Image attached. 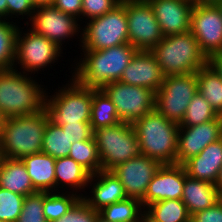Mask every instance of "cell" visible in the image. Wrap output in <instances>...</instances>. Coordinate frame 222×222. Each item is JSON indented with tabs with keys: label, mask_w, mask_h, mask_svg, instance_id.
<instances>
[{
	"label": "cell",
	"mask_w": 222,
	"mask_h": 222,
	"mask_svg": "<svg viewBox=\"0 0 222 222\" xmlns=\"http://www.w3.org/2000/svg\"><path fill=\"white\" fill-rule=\"evenodd\" d=\"M0 19L7 20V1L0 0Z\"/></svg>",
	"instance_id": "obj_44"
},
{
	"label": "cell",
	"mask_w": 222,
	"mask_h": 222,
	"mask_svg": "<svg viewBox=\"0 0 222 222\" xmlns=\"http://www.w3.org/2000/svg\"><path fill=\"white\" fill-rule=\"evenodd\" d=\"M217 8L220 10V13L222 15V0L219 1L217 4H216Z\"/></svg>",
	"instance_id": "obj_49"
},
{
	"label": "cell",
	"mask_w": 222,
	"mask_h": 222,
	"mask_svg": "<svg viewBox=\"0 0 222 222\" xmlns=\"http://www.w3.org/2000/svg\"><path fill=\"white\" fill-rule=\"evenodd\" d=\"M189 177L216 185L222 167V138L207 145L183 164Z\"/></svg>",
	"instance_id": "obj_21"
},
{
	"label": "cell",
	"mask_w": 222,
	"mask_h": 222,
	"mask_svg": "<svg viewBox=\"0 0 222 222\" xmlns=\"http://www.w3.org/2000/svg\"><path fill=\"white\" fill-rule=\"evenodd\" d=\"M98 215L99 211L80 198L64 216L54 222H94Z\"/></svg>",
	"instance_id": "obj_38"
},
{
	"label": "cell",
	"mask_w": 222,
	"mask_h": 222,
	"mask_svg": "<svg viewBox=\"0 0 222 222\" xmlns=\"http://www.w3.org/2000/svg\"><path fill=\"white\" fill-rule=\"evenodd\" d=\"M69 157L84 167L91 175L101 170V161L94 136L88 140L73 142Z\"/></svg>",
	"instance_id": "obj_33"
},
{
	"label": "cell",
	"mask_w": 222,
	"mask_h": 222,
	"mask_svg": "<svg viewBox=\"0 0 222 222\" xmlns=\"http://www.w3.org/2000/svg\"><path fill=\"white\" fill-rule=\"evenodd\" d=\"M24 197L0 187V222H16L22 210Z\"/></svg>",
	"instance_id": "obj_35"
},
{
	"label": "cell",
	"mask_w": 222,
	"mask_h": 222,
	"mask_svg": "<svg viewBox=\"0 0 222 222\" xmlns=\"http://www.w3.org/2000/svg\"><path fill=\"white\" fill-rule=\"evenodd\" d=\"M121 2L122 0H82L81 21L83 23L81 25L87 22V20L101 17Z\"/></svg>",
	"instance_id": "obj_37"
},
{
	"label": "cell",
	"mask_w": 222,
	"mask_h": 222,
	"mask_svg": "<svg viewBox=\"0 0 222 222\" xmlns=\"http://www.w3.org/2000/svg\"><path fill=\"white\" fill-rule=\"evenodd\" d=\"M20 20L13 22L0 19V70L14 67L16 58V36Z\"/></svg>",
	"instance_id": "obj_31"
},
{
	"label": "cell",
	"mask_w": 222,
	"mask_h": 222,
	"mask_svg": "<svg viewBox=\"0 0 222 222\" xmlns=\"http://www.w3.org/2000/svg\"><path fill=\"white\" fill-rule=\"evenodd\" d=\"M37 192H55V159L45 153H36L22 159Z\"/></svg>",
	"instance_id": "obj_25"
},
{
	"label": "cell",
	"mask_w": 222,
	"mask_h": 222,
	"mask_svg": "<svg viewBox=\"0 0 222 222\" xmlns=\"http://www.w3.org/2000/svg\"><path fill=\"white\" fill-rule=\"evenodd\" d=\"M102 90L115 104L122 122L133 124L154 110L155 93L148 88L114 81Z\"/></svg>",
	"instance_id": "obj_12"
},
{
	"label": "cell",
	"mask_w": 222,
	"mask_h": 222,
	"mask_svg": "<svg viewBox=\"0 0 222 222\" xmlns=\"http://www.w3.org/2000/svg\"><path fill=\"white\" fill-rule=\"evenodd\" d=\"M49 120L46 108L37 113L4 119L0 135V157L23 159L41 153Z\"/></svg>",
	"instance_id": "obj_3"
},
{
	"label": "cell",
	"mask_w": 222,
	"mask_h": 222,
	"mask_svg": "<svg viewBox=\"0 0 222 222\" xmlns=\"http://www.w3.org/2000/svg\"><path fill=\"white\" fill-rule=\"evenodd\" d=\"M71 144L61 126L49 120L45 127L42 153L48 154L54 159L66 157L69 156Z\"/></svg>",
	"instance_id": "obj_32"
},
{
	"label": "cell",
	"mask_w": 222,
	"mask_h": 222,
	"mask_svg": "<svg viewBox=\"0 0 222 222\" xmlns=\"http://www.w3.org/2000/svg\"><path fill=\"white\" fill-rule=\"evenodd\" d=\"M218 201L222 205V190H219Z\"/></svg>",
	"instance_id": "obj_50"
},
{
	"label": "cell",
	"mask_w": 222,
	"mask_h": 222,
	"mask_svg": "<svg viewBox=\"0 0 222 222\" xmlns=\"http://www.w3.org/2000/svg\"><path fill=\"white\" fill-rule=\"evenodd\" d=\"M190 31L208 59L222 52V15L216 5H194Z\"/></svg>",
	"instance_id": "obj_14"
},
{
	"label": "cell",
	"mask_w": 222,
	"mask_h": 222,
	"mask_svg": "<svg viewBox=\"0 0 222 222\" xmlns=\"http://www.w3.org/2000/svg\"><path fill=\"white\" fill-rule=\"evenodd\" d=\"M66 84L46 91L45 108L50 120L61 126L67 123L90 122L92 107V88L83 86L73 76ZM71 77V78H70Z\"/></svg>",
	"instance_id": "obj_6"
},
{
	"label": "cell",
	"mask_w": 222,
	"mask_h": 222,
	"mask_svg": "<svg viewBox=\"0 0 222 222\" xmlns=\"http://www.w3.org/2000/svg\"><path fill=\"white\" fill-rule=\"evenodd\" d=\"M32 5L37 8L40 6L52 5L53 0H30Z\"/></svg>",
	"instance_id": "obj_46"
},
{
	"label": "cell",
	"mask_w": 222,
	"mask_h": 222,
	"mask_svg": "<svg viewBox=\"0 0 222 222\" xmlns=\"http://www.w3.org/2000/svg\"><path fill=\"white\" fill-rule=\"evenodd\" d=\"M198 92L210 103L215 112L222 116V78L208 63L196 72Z\"/></svg>",
	"instance_id": "obj_26"
},
{
	"label": "cell",
	"mask_w": 222,
	"mask_h": 222,
	"mask_svg": "<svg viewBox=\"0 0 222 222\" xmlns=\"http://www.w3.org/2000/svg\"><path fill=\"white\" fill-rule=\"evenodd\" d=\"M139 222H159L153 219L145 210L143 211Z\"/></svg>",
	"instance_id": "obj_47"
},
{
	"label": "cell",
	"mask_w": 222,
	"mask_h": 222,
	"mask_svg": "<svg viewBox=\"0 0 222 222\" xmlns=\"http://www.w3.org/2000/svg\"><path fill=\"white\" fill-rule=\"evenodd\" d=\"M122 122L116 111L115 104L102 89L92 88V107L90 125L94 131L100 127H109Z\"/></svg>",
	"instance_id": "obj_27"
},
{
	"label": "cell",
	"mask_w": 222,
	"mask_h": 222,
	"mask_svg": "<svg viewBox=\"0 0 222 222\" xmlns=\"http://www.w3.org/2000/svg\"><path fill=\"white\" fill-rule=\"evenodd\" d=\"M161 166L157 160L140 154L118 164L110 171L120 180L129 198L142 200L149 183Z\"/></svg>",
	"instance_id": "obj_15"
},
{
	"label": "cell",
	"mask_w": 222,
	"mask_h": 222,
	"mask_svg": "<svg viewBox=\"0 0 222 222\" xmlns=\"http://www.w3.org/2000/svg\"><path fill=\"white\" fill-rule=\"evenodd\" d=\"M144 210L141 200L128 197L102 208L99 216L108 222H139Z\"/></svg>",
	"instance_id": "obj_28"
},
{
	"label": "cell",
	"mask_w": 222,
	"mask_h": 222,
	"mask_svg": "<svg viewBox=\"0 0 222 222\" xmlns=\"http://www.w3.org/2000/svg\"><path fill=\"white\" fill-rule=\"evenodd\" d=\"M218 117L219 115L210 103L197 91L186 108L185 115L179 123V127H191L209 122Z\"/></svg>",
	"instance_id": "obj_34"
},
{
	"label": "cell",
	"mask_w": 222,
	"mask_h": 222,
	"mask_svg": "<svg viewBox=\"0 0 222 222\" xmlns=\"http://www.w3.org/2000/svg\"><path fill=\"white\" fill-rule=\"evenodd\" d=\"M80 51L81 59L73 58L69 73L83 86L102 89L120 80L137 49L127 43L104 50Z\"/></svg>",
	"instance_id": "obj_1"
},
{
	"label": "cell",
	"mask_w": 222,
	"mask_h": 222,
	"mask_svg": "<svg viewBox=\"0 0 222 222\" xmlns=\"http://www.w3.org/2000/svg\"><path fill=\"white\" fill-rule=\"evenodd\" d=\"M150 51L165 76L197 72L208 64L191 31L164 36Z\"/></svg>",
	"instance_id": "obj_5"
},
{
	"label": "cell",
	"mask_w": 222,
	"mask_h": 222,
	"mask_svg": "<svg viewBox=\"0 0 222 222\" xmlns=\"http://www.w3.org/2000/svg\"><path fill=\"white\" fill-rule=\"evenodd\" d=\"M222 138V116L191 127H179L176 164L183 165L207 145Z\"/></svg>",
	"instance_id": "obj_16"
},
{
	"label": "cell",
	"mask_w": 222,
	"mask_h": 222,
	"mask_svg": "<svg viewBox=\"0 0 222 222\" xmlns=\"http://www.w3.org/2000/svg\"><path fill=\"white\" fill-rule=\"evenodd\" d=\"M218 194L219 190L215 184L194 179L187 175L181 200L186 205L187 211L191 216L217 203Z\"/></svg>",
	"instance_id": "obj_23"
},
{
	"label": "cell",
	"mask_w": 222,
	"mask_h": 222,
	"mask_svg": "<svg viewBox=\"0 0 222 222\" xmlns=\"http://www.w3.org/2000/svg\"><path fill=\"white\" fill-rule=\"evenodd\" d=\"M80 198V195L71 191L44 192L43 208L46 221L59 220Z\"/></svg>",
	"instance_id": "obj_30"
},
{
	"label": "cell",
	"mask_w": 222,
	"mask_h": 222,
	"mask_svg": "<svg viewBox=\"0 0 222 222\" xmlns=\"http://www.w3.org/2000/svg\"><path fill=\"white\" fill-rule=\"evenodd\" d=\"M64 133L73 142L88 140L93 137L94 131L90 125V122H77V123H67L61 125Z\"/></svg>",
	"instance_id": "obj_40"
},
{
	"label": "cell",
	"mask_w": 222,
	"mask_h": 222,
	"mask_svg": "<svg viewBox=\"0 0 222 222\" xmlns=\"http://www.w3.org/2000/svg\"><path fill=\"white\" fill-rule=\"evenodd\" d=\"M38 81L34 75L18 69L0 70V113L4 119L37 113L45 108L48 88L43 81L40 84Z\"/></svg>",
	"instance_id": "obj_2"
},
{
	"label": "cell",
	"mask_w": 222,
	"mask_h": 222,
	"mask_svg": "<svg viewBox=\"0 0 222 222\" xmlns=\"http://www.w3.org/2000/svg\"><path fill=\"white\" fill-rule=\"evenodd\" d=\"M186 176L183 165H162L141 200L143 207L161 200H181Z\"/></svg>",
	"instance_id": "obj_17"
},
{
	"label": "cell",
	"mask_w": 222,
	"mask_h": 222,
	"mask_svg": "<svg viewBox=\"0 0 222 222\" xmlns=\"http://www.w3.org/2000/svg\"><path fill=\"white\" fill-rule=\"evenodd\" d=\"M140 152L162 165L176 164L179 124L155 109L133 124Z\"/></svg>",
	"instance_id": "obj_4"
},
{
	"label": "cell",
	"mask_w": 222,
	"mask_h": 222,
	"mask_svg": "<svg viewBox=\"0 0 222 222\" xmlns=\"http://www.w3.org/2000/svg\"><path fill=\"white\" fill-rule=\"evenodd\" d=\"M194 5H216L221 0H191Z\"/></svg>",
	"instance_id": "obj_45"
},
{
	"label": "cell",
	"mask_w": 222,
	"mask_h": 222,
	"mask_svg": "<svg viewBox=\"0 0 222 222\" xmlns=\"http://www.w3.org/2000/svg\"><path fill=\"white\" fill-rule=\"evenodd\" d=\"M3 120H4V118L2 117V115L0 113V135H1V128H2V124H3Z\"/></svg>",
	"instance_id": "obj_52"
},
{
	"label": "cell",
	"mask_w": 222,
	"mask_h": 222,
	"mask_svg": "<svg viewBox=\"0 0 222 222\" xmlns=\"http://www.w3.org/2000/svg\"><path fill=\"white\" fill-rule=\"evenodd\" d=\"M129 43L126 0L82 26L81 50H104Z\"/></svg>",
	"instance_id": "obj_7"
},
{
	"label": "cell",
	"mask_w": 222,
	"mask_h": 222,
	"mask_svg": "<svg viewBox=\"0 0 222 222\" xmlns=\"http://www.w3.org/2000/svg\"><path fill=\"white\" fill-rule=\"evenodd\" d=\"M26 26V28L31 29L33 32L43 35L56 43L61 49H64L63 45L67 46L66 43L73 39L74 36L75 39L76 37L79 39L77 42L79 41L78 45L81 47L82 26L79 19L60 11L53 5L35 8Z\"/></svg>",
	"instance_id": "obj_11"
},
{
	"label": "cell",
	"mask_w": 222,
	"mask_h": 222,
	"mask_svg": "<svg viewBox=\"0 0 222 222\" xmlns=\"http://www.w3.org/2000/svg\"><path fill=\"white\" fill-rule=\"evenodd\" d=\"M24 28L26 26L22 28L20 25L17 32L16 58L13 68L17 69L19 66L20 72L29 75L39 74L41 70L44 72L49 66L52 69L51 64L64 57L62 56L64 54L63 49L29 28L23 31Z\"/></svg>",
	"instance_id": "obj_8"
},
{
	"label": "cell",
	"mask_w": 222,
	"mask_h": 222,
	"mask_svg": "<svg viewBox=\"0 0 222 222\" xmlns=\"http://www.w3.org/2000/svg\"><path fill=\"white\" fill-rule=\"evenodd\" d=\"M216 186L218 187V190H222V167L220 168L219 176L216 182Z\"/></svg>",
	"instance_id": "obj_48"
},
{
	"label": "cell",
	"mask_w": 222,
	"mask_h": 222,
	"mask_svg": "<svg viewBox=\"0 0 222 222\" xmlns=\"http://www.w3.org/2000/svg\"><path fill=\"white\" fill-rule=\"evenodd\" d=\"M94 222H108V221H105L103 218H101V217L98 215L97 219H96Z\"/></svg>",
	"instance_id": "obj_51"
},
{
	"label": "cell",
	"mask_w": 222,
	"mask_h": 222,
	"mask_svg": "<svg viewBox=\"0 0 222 222\" xmlns=\"http://www.w3.org/2000/svg\"><path fill=\"white\" fill-rule=\"evenodd\" d=\"M7 1V20L18 21V18L26 19L25 24L31 19L35 7L32 5L30 0H6ZM17 16V17H16ZM25 17V18H24ZM13 18V19H12ZM14 18L16 20H14Z\"/></svg>",
	"instance_id": "obj_39"
},
{
	"label": "cell",
	"mask_w": 222,
	"mask_h": 222,
	"mask_svg": "<svg viewBox=\"0 0 222 222\" xmlns=\"http://www.w3.org/2000/svg\"><path fill=\"white\" fill-rule=\"evenodd\" d=\"M101 170H112L122 162L141 154L136 132L132 124L120 122L94 130Z\"/></svg>",
	"instance_id": "obj_9"
},
{
	"label": "cell",
	"mask_w": 222,
	"mask_h": 222,
	"mask_svg": "<svg viewBox=\"0 0 222 222\" xmlns=\"http://www.w3.org/2000/svg\"><path fill=\"white\" fill-rule=\"evenodd\" d=\"M163 36L190 32L191 0H147Z\"/></svg>",
	"instance_id": "obj_18"
},
{
	"label": "cell",
	"mask_w": 222,
	"mask_h": 222,
	"mask_svg": "<svg viewBox=\"0 0 222 222\" xmlns=\"http://www.w3.org/2000/svg\"><path fill=\"white\" fill-rule=\"evenodd\" d=\"M0 187L22 196L37 192L22 159L0 157Z\"/></svg>",
	"instance_id": "obj_24"
},
{
	"label": "cell",
	"mask_w": 222,
	"mask_h": 222,
	"mask_svg": "<svg viewBox=\"0 0 222 222\" xmlns=\"http://www.w3.org/2000/svg\"><path fill=\"white\" fill-rule=\"evenodd\" d=\"M208 63L216 70L222 78V52L214 54L208 59Z\"/></svg>",
	"instance_id": "obj_43"
},
{
	"label": "cell",
	"mask_w": 222,
	"mask_h": 222,
	"mask_svg": "<svg viewBox=\"0 0 222 222\" xmlns=\"http://www.w3.org/2000/svg\"><path fill=\"white\" fill-rule=\"evenodd\" d=\"M190 222H222V205L215 203L212 207L191 215Z\"/></svg>",
	"instance_id": "obj_41"
},
{
	"label": "cell",
	"mask_w": 222,
	"mask_h": 222,
	"mask_svg": "<svg viewBox=\"0 0 222 222\" xmlns=\"http://www.w3.org/2000/svg\"><path fill=\"white\" fill-rule=\"evenodd\" d=\"M129 44L150 51L162 39L159 23L147 0H126Z\"/></svg>",
	"instance_id": "obj_13"
},
{
	"label": "cell",
	"mask_w": 222,
	"mask_h": 222,
	"mask_svg": "<svg viewBox=\"0 0 222 222\" xmlns=\"http://www.w3.org/2000/svg\"><path fill=\"white\" fill-rule=\"evenodd\" d=\"M87 188L90 195L85 193L81 198L96 211L128 198L124 186L110 170L91 175Z\"/></svg>",
	"instance_id": "obj_20"
},
{
	"label": "cell",
	"mask_w": 222,
	"mask_h": 222,
	"mask_svg": "<svg viewBox=\"0 0 222 222\" xmlns=\"http://www.w3.org/2000/svg\"><path fill=\"white\" fill-rule=\"evenodd\" d=\"M197 90L196 72L165 76L155 93L154 109L166 119L179 124Z\"/></svg>",
	"instance_id": "obj_10"
},
{
	"label": "cell",
	"mask_w": 222,
	"mask_h": 222,
	"mask_svg": "<svg viewBox=\"0 0 222 222\" xmlns=\"http://www.w3.org/2000/svg\"><path fill=\"white\" fill-rule=\"evenodd\" d=\"M52 5L60 11L75 16L81 22L82 0H53Z\"/></svg>",
	"instance_id": "obj_42"
},
{
	"label": "cell",
	"mask_w": 222,
	"mask_h": 222,
	"mask_svg": "<svg viewBox=\"0 0 222 222\" xmlns=\"http://www.w3.org/2000/svg\"><path fill=\"white\" fill-rule=\"evenodd\" d=\"M54 171L55 191L65 192L67 189V192L71 190L80 197L87 193L85 188H87L91 174L74 159L69 156L55 159Z\"/></svg>",
	"instance_id": "obj_22"
},
{
	"label": "cell",
	"mask_w": 222,
	"mask_h": 222,
	"mask_svg": "<svg viewBox=\"0 0 222 222\" xmlns=\"http://www.w3.org/2000/svg\"><path fill=\"white\" fill-rule=\"evenodd\" d=\"M44 192L24 197L22 210L16 222H47L44 217Z\"/></svg>",
	"instance_id": "obj_36"
},
{
	"label": "cell",
	"mask_w": 222,
	"mask_h": 222,
	"mask_svg": "<svg viewBox=\"0 0 222 222\" xmlns=\"http://www.w3.org/2000/svg\"><path fill=\"white\" fill-rule=\"evenodd\" d=\"M145 211L159 222H190V214L182 200H161L145 207Z\"/></svg>",
	"instance_id": "obj_29"
},
{
	"label": "cell",
	"mask_w": 222,
	"mask_h": 222,
	"mask_svg": "<svg viewBox=\"0 0 222 222\" xmlns=\"http://www.w3.org/2000/svg\"><path fill=\"white\" fill-rule=\"evenodd\" d=\"M164 79L165 75L152 52L137 50L119 81L145 87L156 93Z\"/></svg>",
	"instance_id": "obj_19"
}]
</instances>
